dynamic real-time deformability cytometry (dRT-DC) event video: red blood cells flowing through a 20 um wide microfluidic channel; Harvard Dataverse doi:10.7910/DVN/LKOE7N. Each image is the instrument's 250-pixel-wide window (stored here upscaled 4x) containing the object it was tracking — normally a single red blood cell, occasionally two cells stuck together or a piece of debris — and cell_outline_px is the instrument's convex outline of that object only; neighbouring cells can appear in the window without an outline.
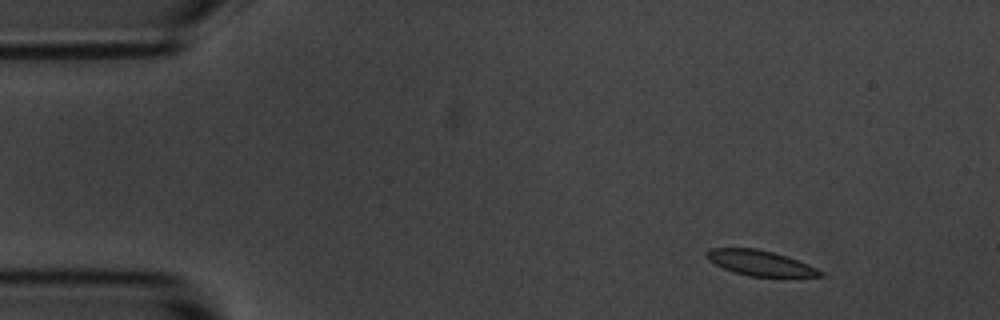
{"species": "common noctule bat (a hibernating species)", "species_latin": "Nyctalus noctula", "temperature_condition": "room temperature", "stored_images_in_passage": 10, "camera_frame_rate_fps": 3000, "um_per_image_px": 0.085, "animal": {"sex": "male", "body_mass_g": 20.1, "forearm_length_mm": 53.5}, "frame": {"image": 1, "passage_image": 1, "time_ms": 0.0, "image_size_px": [1000, 320], "cell_outline_px": [[824, 276], [748, 276], [724, 268], [708, 260], [704, 256], [704, 252], [712, 248], [756, 248], [788, 256], [808, 264], [824, 272]], "centroid_in_image_um": [64.59, 22.34], "position_along_channel_um": 20.4, "area_um2": 16.59}}
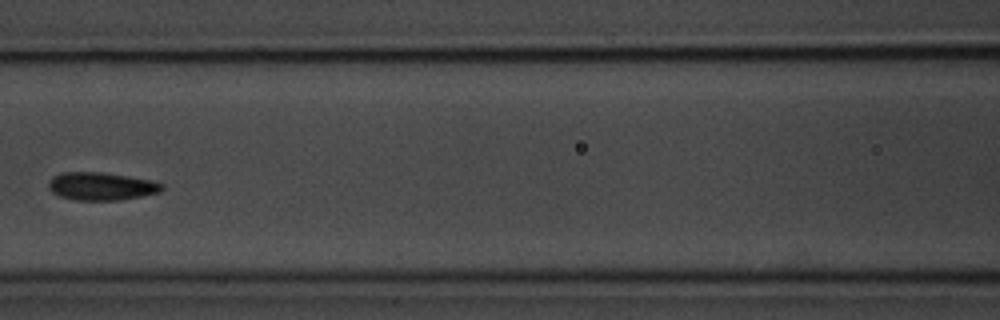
{"frame": {"image": 2, "passage_image": 6, "time_ms": 6.0, "image_size_px": [1000, 320], "cell_outline_px": [[164, 188], [160, 192], [140, 196], [116, 200], [72, 200], [60, 196], [52, 192], [48, 188], [48, 180], [52, 176], [64, 172], [104, 172], [152, 180], [164, 184]], "centroid_in_image_um": [8.59, 15.82], "position_along_channel_um": 158.0, "area_um2": 18.55}}
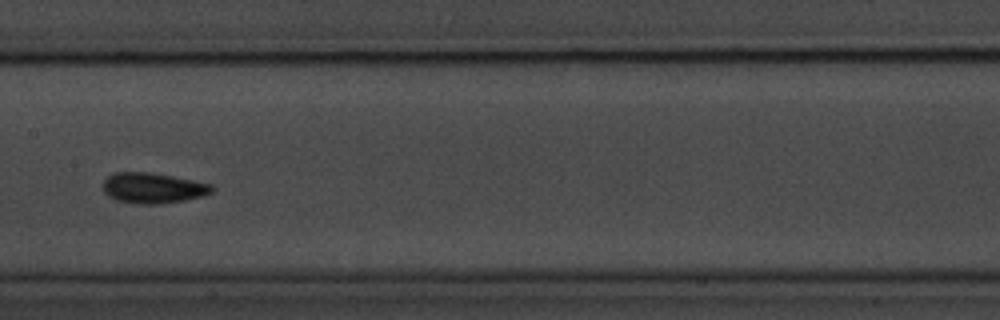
{"frame": {"image": 3, "passage_image": 7, "time_ms": 7.0, "image_size_px": [1000, 320], "cell_outline_px": [[212, 192], [204, 196], [184, 200], [160, 204], [136, 204], [116, 200], [108, 196], [104, 192], [104, 180], [112, 172], [148, 172], [172, 176], [212, 184]], "centroid_in_image_um": [12.98, 15.98], "position_along_channel_um": 194.4, "area_um2": 19.36}}